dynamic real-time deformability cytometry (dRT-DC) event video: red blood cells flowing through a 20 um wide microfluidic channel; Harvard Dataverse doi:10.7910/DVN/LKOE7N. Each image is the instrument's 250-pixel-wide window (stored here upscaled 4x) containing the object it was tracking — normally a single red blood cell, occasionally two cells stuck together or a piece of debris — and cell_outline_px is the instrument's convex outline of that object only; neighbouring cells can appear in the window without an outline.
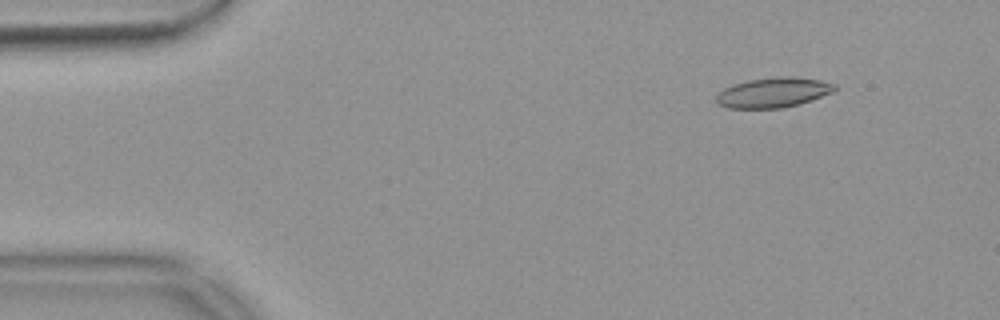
{"species": "common noctule bat (a hibernating species)", "species_latin": "Nyctalus noctula", "temperature_condition": "warm", "stored_images_in_passage": 54, "camera_frame_rate_fps": 3000, "um_per_image_px": 0.085, "animal": {"sex": "female", "body_mass_g": 18.4}, "frame": {"image": 1, "passage_image": 6, "time_ms": 1.667, "image_size_px": [1000, 320], "cell_outline_px": [[836, 88], [832, 92], [812, 100], [784, 108], [728, 108], [716, 104], [716, 96], [724, 88], [748, 80], [780, 76], [788, 76], [820, 80], [836, 84]], "centroid_in_image_um": [65.72, 7.87], "position_along_channel_um": 19.3, "area_um2": 20.58}}
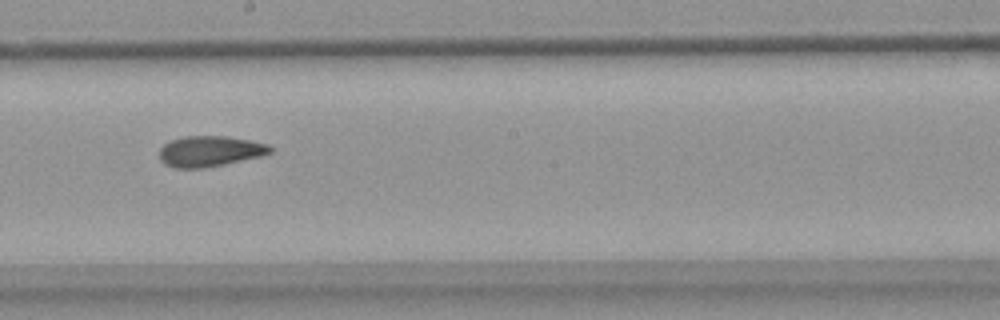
{"frame": {"image": 2, "passage_image": 30, "time_ms": 9.667, "image_size_px": [1000, 320], "cell_outline_px": [[272, 152], [260, 156], [224, 164], [204, 168], [176, 168], [164, 164], [160, 160], [160, 148], [164, 144], [172, 140], [184, 136], [228, 136], [268, 144], [272, 148]], "centroid_in_image_um": [17.82, 12.85], "position_along_channel_um": 230.4, "area_um2": 19.71}}
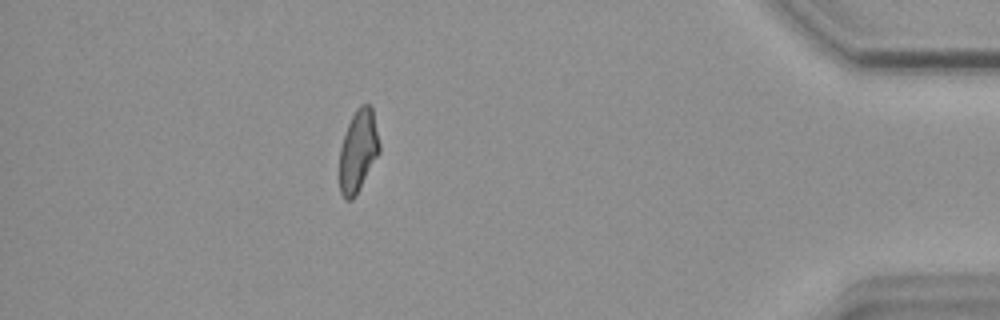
{"frame": {"image": 3, "passage_image": 48, "time_ms": 15.667, "image_size_px": [1000, 320], "cell_outline_px": [[380, 152], [356, 196], [352, 200], [344, 200], [340, 192], [340, 148], [348, 124], [356, 108], [360, 104], [368, 104], [372, 108], [380, 144]], "centroid_in_image_um": [30.45, 12.85], "position_along_channel_um": 404.8, "area_um2": 19.13}, "authors_computed_cell_mechanics": {"area_um2": 20.1144, "velocity_mm_per_s": 3.7245, "shape_relaxation_time_tau1_ms": 9.2069, "shape_relaxation_time_tau2_ms": 2.1301, "deformation_change_tau1": 0.2097, "deformation_change_tau2": 0.0914}}